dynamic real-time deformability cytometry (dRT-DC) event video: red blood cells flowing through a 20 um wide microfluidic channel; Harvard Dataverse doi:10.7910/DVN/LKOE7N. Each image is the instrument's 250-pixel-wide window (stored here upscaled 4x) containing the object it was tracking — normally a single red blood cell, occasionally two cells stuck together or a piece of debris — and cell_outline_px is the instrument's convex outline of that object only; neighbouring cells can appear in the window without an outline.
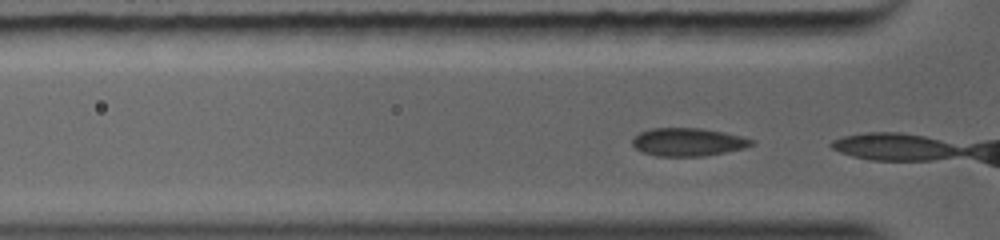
{"species": "common noctule bat (a hibernating species)", "species_latin": "Nyctalus noctula", "temperature_condition": "warm", "stored_images_in_passage": 3, "camera_frame_rate_fps": 5000, "um_per_image_px": 0.085, "animal": {"sex": "female", "body_mass_g": 19.0, "forearm_length_mm": 56.7}, "frame": {"image": 1, "passage_image": 2, "time_ms": 0.2, "image_size_px": [1000, 240], "cell_outline_px": [[756, 144], [744, 148], [704, 156], [656, 156], [640, 152], [632, 144], [632, 140], [636, 136], [644, 132], [656, 128], [696, 128], [720, 132], [752, 140]], "centroid_in_image_um": [58.44, 12.09], "position_along_channel_um": 67.4, "area_um2": 18.96}}